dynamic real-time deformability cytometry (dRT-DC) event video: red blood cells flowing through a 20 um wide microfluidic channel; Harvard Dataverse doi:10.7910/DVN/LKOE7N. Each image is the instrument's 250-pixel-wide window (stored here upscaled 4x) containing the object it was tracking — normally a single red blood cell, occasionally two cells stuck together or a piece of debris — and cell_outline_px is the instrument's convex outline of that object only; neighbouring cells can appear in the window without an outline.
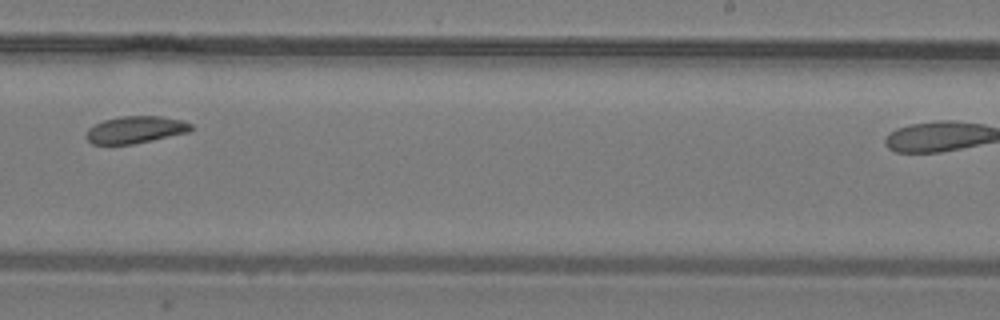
{"species": "common noctule bat (a hibernating species)", "species_latin": "Nyctalus noctula", "temperature_condition": "warm", "stored_images_in_passage": 17, "camera_frame_rate_fps": 3000, "um_per_image_px": 0.085, "animal": {"sex": "male", "body_mass_g": 19.2, "forearm_length_mm": 51.8}, "frame": {"image": 1, "passage_image": 15, "time_ms": 4.667, "image_size_px": [1000, 320], "cell_outline_px": [[192, 128], [188, 132], [152, 140], [132, 144], [92, 144], [84, 136], [88, 128], [104, 120], [120, 116], [160, 116], [184, 120], [192, 124]], "centroid_in_image_um": [11.5, 11.02], "position_along_channel_um": 277.5, "area_um2": 16.53}}